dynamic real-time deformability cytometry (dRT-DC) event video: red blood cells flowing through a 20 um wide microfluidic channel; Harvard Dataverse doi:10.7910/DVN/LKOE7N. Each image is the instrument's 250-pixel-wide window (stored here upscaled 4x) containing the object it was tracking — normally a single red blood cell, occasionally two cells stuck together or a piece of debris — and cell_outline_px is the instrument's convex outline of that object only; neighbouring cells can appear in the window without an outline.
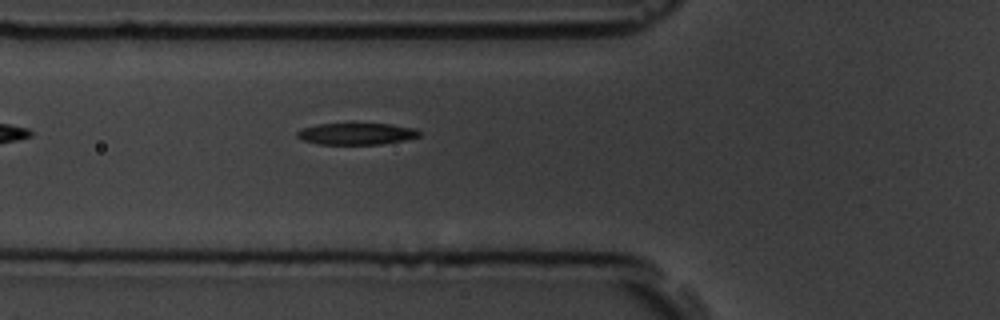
{"species": "common noctule bat (a hibernating species)", "species_latin": "Nyctalus noctula", "temperature_condition": "room temperature", "stored_images_in_passage": 6, "camera_frame_rate_fps": 3000, "um_per_image_px": 0.085, "animal": {"sex": "male", "body_mass_g": 19.5, "forearm_length_mm": 54.6}, "frame": {"image": 1, "passage_image": 6, "time_ms": 6.0, "image_size_px": [1000, 320], "cell_outline_px": [[420, 136], [404, 140], [380, 144], [320, 144], [304, 140], [296, 136], [296, 132], [300, 128], [316, 124], [392, 124], [416, 128], [420, 132]], "centroid_in_image_um": [30.29, 11.36], "position_along_channel_um": 95.5, "area_um2": 15.37}}